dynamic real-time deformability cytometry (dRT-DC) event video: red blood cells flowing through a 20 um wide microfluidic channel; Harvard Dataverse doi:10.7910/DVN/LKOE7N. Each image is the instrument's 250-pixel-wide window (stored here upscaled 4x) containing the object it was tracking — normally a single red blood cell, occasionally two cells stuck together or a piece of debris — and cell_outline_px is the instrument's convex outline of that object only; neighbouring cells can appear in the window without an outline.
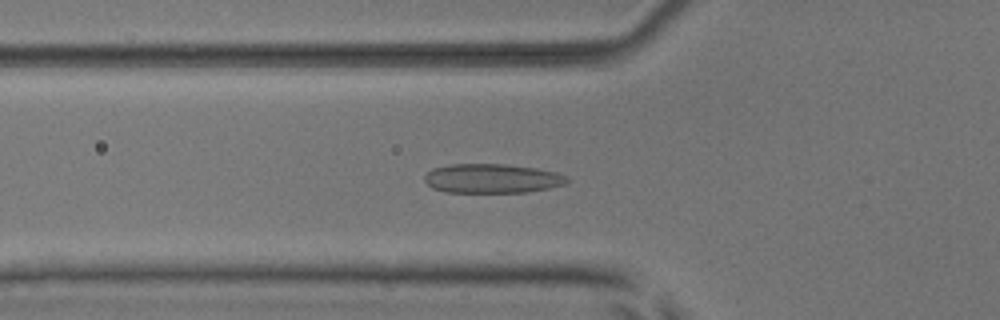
{"species": "common noctule bat (a hibernating species)", "species_latin": "Nyctalus noctula", "temperature_condition": "room temperature", "stored_images_in_passage": 30, "camera_frame_rate_fps": 3000, "um_per_image_px": 0.085, "animal": {"sex": "male", "body_mass_g": 17.9, "forearm_length_mm": 54.2}, "frame": {"image": 1, "passage_image": 19, "time_ms": 6.0, "image_size_px": [1000, 320], "cell_outline_px": [[568, 180], [564, 184], [548, 188], [528, 192], [444, 192], [432, 188], [424, 180], [424, 176], [432, 168], [448, 164], [504, 164], [536, 168], [556, 172], [568, 176]], "centroid_in_image_um": [41.8, 15.16], "position_along_channel_um": 84.0, "area_um2": 24.33}}
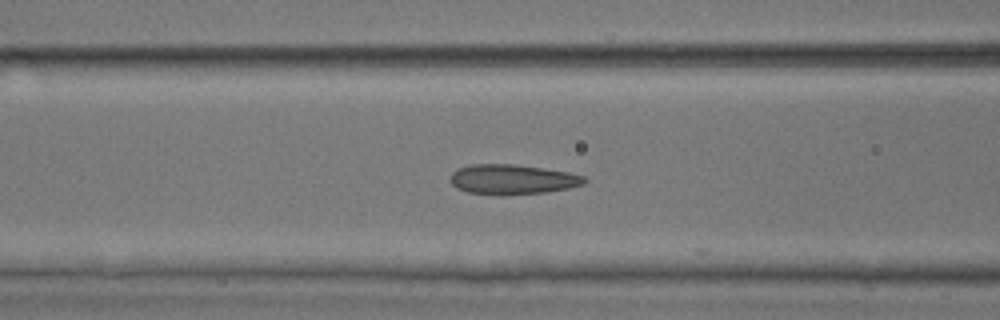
{"frame": {"image": 2, "passage_image": 22, "time_ms": 7.0, "image_size_px": [1000, 320], "cell_outline_px": [[588, 180], [584, 184], [568, 188], [544, 192], [468, 192], [456, 188], [448, 180], [452, 172], [456, 168], [472, 164], [512, 164], [544, 168], [568, 172], [584, 176]], "centroid_in_image_um": [43.54, 15.19], "position_along_channel_um": 123.1, "area_um2": 22.54}}
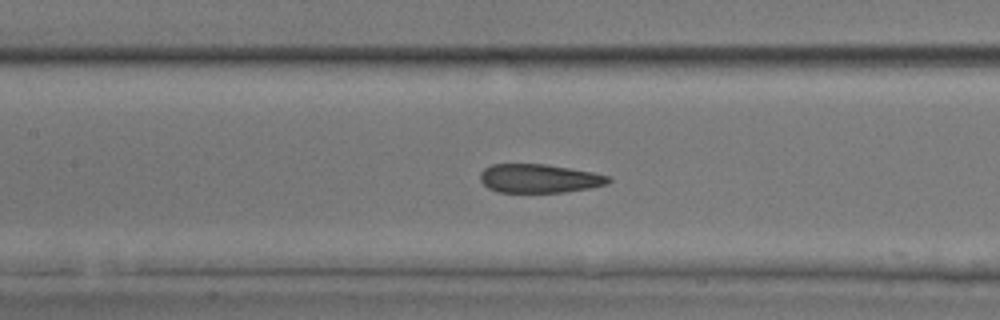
{"frame": {"image": 3, "passage_image": 25, "time_ms": 8.0, "image_size_px": [1000, 320], "cell_outline_px": [[612, 180], [608, 184], [588, 188], [564, 192], [496, 192], [488, 188], [480, 180], [480, 172], [484, 168], [492, 164], [544, 164], [592, 172], [608, 176]], "centroid_in_image_um": [45.8, 15.17], "position_along_channel_um": 161.6, "area_um2": 21.39}}